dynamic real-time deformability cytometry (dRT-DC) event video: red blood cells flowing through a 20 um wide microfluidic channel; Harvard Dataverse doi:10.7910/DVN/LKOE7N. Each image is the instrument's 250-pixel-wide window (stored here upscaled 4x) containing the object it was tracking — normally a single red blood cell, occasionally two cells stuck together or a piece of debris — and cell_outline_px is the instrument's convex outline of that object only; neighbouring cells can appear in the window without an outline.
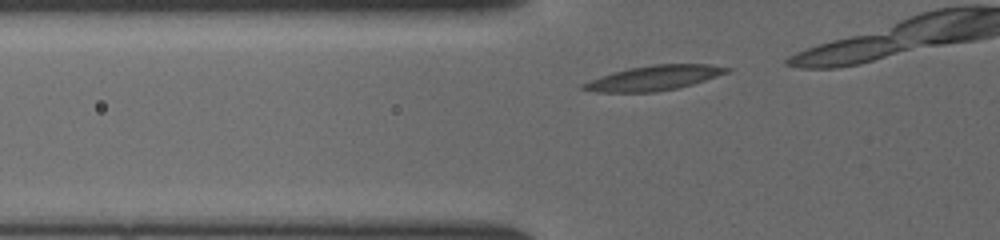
{"species": "common noctule bat (a hibernating species)", "species_latin": "Nyctalus noctula", "temperature_condition": "cold", "stored_images_in_passage": 7, "camera_frame_rate_fps": 3000, "um_per_image_px": 0.085, "animal": {"sex": "female", "body_mass_g": 19.5, "forearm_length_mm": 54.1}, "frame": {"image": 1, "passage_image": 2, "time_ms": 0.333, "image_size_px": [1000, 240], "cell_outline_px": [[732, 68], [728, 72], [692, 84], [676, 88], [656, 92], [596, 92], [576, 88], [580, 84], [600, 76], [628, 68], [652, 64], [708, 64]], "centroid_in_image_um": [55.52, 6.63], "position_along_channel_um": 70.3, "area_um2": 20.75}}
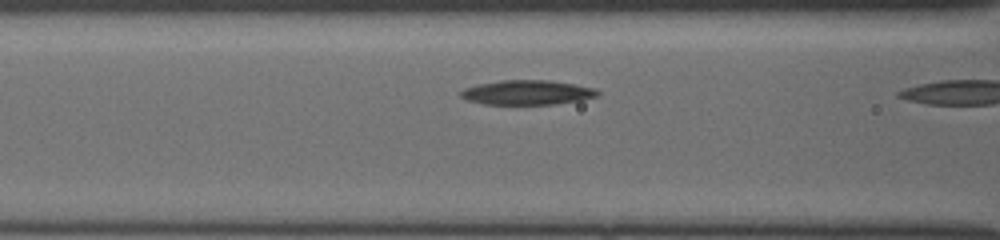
{"frame": {"image": 2, "passage_image": 6, "time_ms": 1.667, "image_size_px": [1000, 240], "cell_outline_px": [[600, 92], [596, 96], [580, 100], [556, 104], [484, 104], [468, 100], [460, 96], [460, 92], [464, 88], [480, 84], [500, 80], [552, 80], [576, 84], [596, 88]], "centroid_in_image_um": [44.84, 7.85], "position_along_channel_um": 121.8, "area_um2": 19.59}}